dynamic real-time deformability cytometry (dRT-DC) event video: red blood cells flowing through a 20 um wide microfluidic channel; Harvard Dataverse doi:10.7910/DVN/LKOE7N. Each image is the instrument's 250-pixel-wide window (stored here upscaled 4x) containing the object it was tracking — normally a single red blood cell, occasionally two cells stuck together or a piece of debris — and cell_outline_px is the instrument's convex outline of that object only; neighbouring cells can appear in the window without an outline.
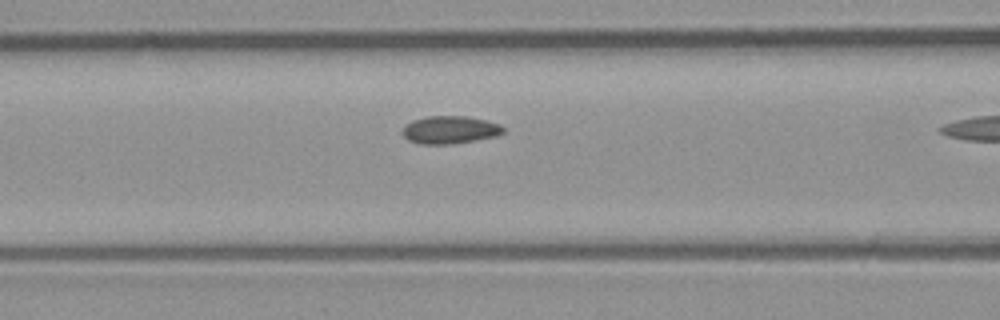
{"species": "common noctule bat (a hibernating species)", "species_latin": "Nyctalus noctula", "temperature_condition": "room temperature", "stored_images_in_passage": 11, "camera_frame_rate_fps": 3000, "um_per_image_px": 0.085, "animal": {"sex": "male", "body_mass_g": 23.1, "forearm_length_mm": 52.7}, "frame": {"image": 1, "passage_image": 10, "time_ms": 3.0, "image_size_px": [1000, 320], "cell_outline_px": [[504, 132], [496, 136], [452, 144], [420, 144], [408, 140], [400, 132], [412, 120], [428, 116], [468, 116], [488, 120], [500, 124], [504, 128]], "centroid_in_image_um": [38.25, 11.03], "position_along_channel_um": 128.3, "area_um2": 16.36}}